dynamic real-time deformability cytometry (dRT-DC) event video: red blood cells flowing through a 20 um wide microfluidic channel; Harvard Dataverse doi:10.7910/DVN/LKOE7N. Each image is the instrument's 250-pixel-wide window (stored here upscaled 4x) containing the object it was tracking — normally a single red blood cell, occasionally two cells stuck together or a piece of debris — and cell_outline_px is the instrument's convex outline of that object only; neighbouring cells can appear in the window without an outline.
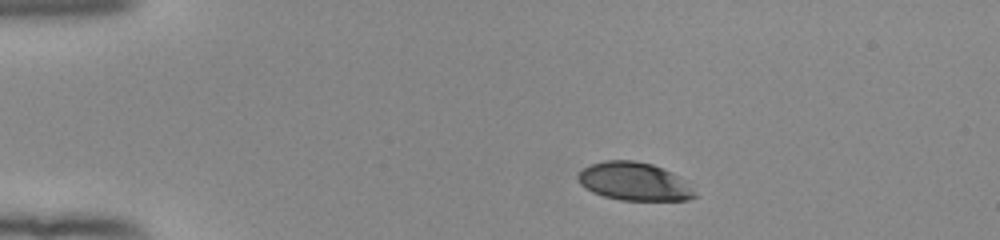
{"species": "human", "species_latin": "Homo sapiens", "temperature_condition": "room temperature", "stored_images_in_passage": 44, "camera_frame_rate_fps": 3000, "um_per_image_px": 0.085, "donor": {"sex": "female"}, "frame": {"image": 1, "passage_image": 1, "time_ms": 0.0, "image_size_px": [1000, 240], "cell_outline_px": [[688, 196], [680, 200], [632, 200], [612, 196], [600, 192], [584, 184], [580, 180], [580, 176], [588, 168], [596, 164], [648, 164], [656, 168]], "centroid_in_image_um": [53.69, 15.49], "position_along_channel_um": 31.3, "area_um2": 20.4}}
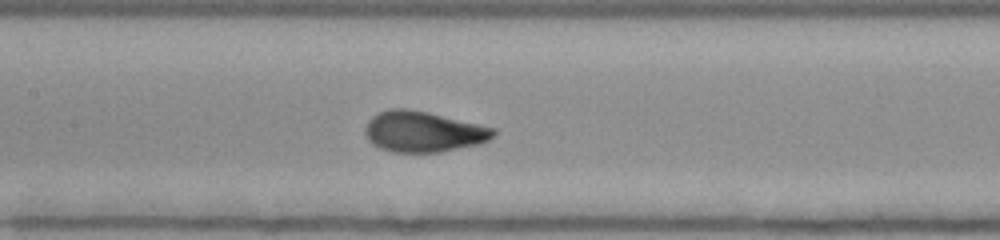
{"frame": {"image": 2, "passage_image": 17, "time_ms": 5.333, "image_size_px": [1000, 240], "cell_outline_px": [[492, 132], [488, 136], [480, 140], [436, 148], [400, 148], [384, 144], [376, 140], [372, 136], [372, 124], [380, 116], [392, 112], [412, 112], [432, 116], [480, 128]], "centroid_in_image_um": [35.95, 11.15], "position_along_channel_um": 171.4, "area_um2": 22.14}}
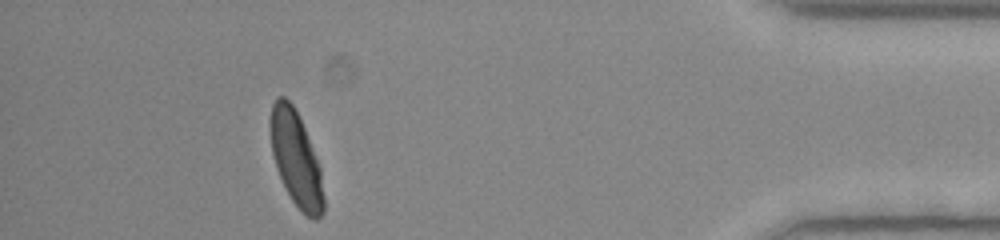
{"frame": {"image": 3, "passage_image": 39, "time_ms": 12.667, "image_size_px": [1000, 240], "cell_outline_px": [[320, 212], [316, 216], [312, 216], [292, 196], [280, 172], [276, 160], [272, 144], [272, 112], [276, 104], [280, 100], [284, 100], [292, 108], [304, 132], [316, 168], [320, 192]], "centroid_in_image_um": [25.08, 13.44], "position_along_channel_um": 410.1, "area_um2": 23.76}, "authors_computed_cell_mechanics": {"area_um2": 22.3108, "velocity_mm_per_s": 3.9302, "shape_relaxation_time_tau1_ms": 4.4869, "shape_relaxation_time_tau2_ms": null, "deformation_change_tau1": 0.1834, "deformation_change_tau2": null}}